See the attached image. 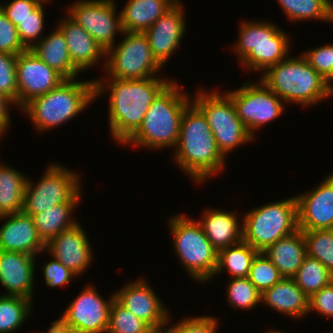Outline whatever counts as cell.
Listing matches in <instances>:
<instances>
[{
  "label": "cell",
  "mask_w": 333,
  "mask_h": 333,
  "mask_svg": "<svg viewBox=\"0 0 333 333\" xmlns=\"http://www.w3.org/2000/svg\"><path fill=\"white\" fill-rule=\"evenodd\" d=\"M172 79L156 76L122 80L96 78V100L108 95V125L111 138L122 145L142 124L144 116L156 96Z\"/></svg>",
  "instance_id": "obj_1"
},
{
  "label": "cell",
  "mask_w": 333,
  "mask_h": 333,
  "mask_svg": "<svg viewBox=\"0 0 333 333\" xmlns=\"http://www.w3.org/2000/svg\"><path fill=\"white\" fill-rule=\"evenodd\" d=\"M173 154L177 168L196 184L208 181L227 167V157L220 152L205 115L193 102L182 114Z\"/></svg>",
  "instance_id": "obj_2"
},
{
  "label": "cell",
  "mask_w": 333,
  "mask_h": 333,
  "mask_svg": "<svg viewBox=\"0 0 333 333\" xmlns=\"http://www.w3.org/2000/svg\"><path fill=\"white\" fill-rule=\"evenodd\" d=\"M174 79L156 96L139 128L122 144L149 150L176 148L180 122L192 96ZM182 88V89H181ZM187 92V93H186Z\"/></svg>",
  "instance_id": "obj_3"
},
{
  "label": "cell",
  "mask_w": 333,
  "mask_h": 333,
  "mask_svg": "<svg viewBox=\"0 0 333 333\" xmlns=\"http://www.w3.org/2000/svg\"><path fill=\"white\" fill-rule=\"evenodd\" d=\"M291 56L269 67L259 79L286 105L312 107L322 100H329L332 86L302 54Z\"/></svg>",
  "instance_id": "obj_4"
},
{
  "label": "cell",
  "mask_w": 333,
  "mask_h": 333,
  "mask_svg": "<svg viewBox=\"0 0 333 333\" xmlns=\"http://www.w3.org/2000/svg\"><path fill=\"white\" fill-rule=\"evenodd\" d=\"M96 100L95 79H66L48 93L28 102L20 111L40 134L76 118Z\"/></svg>",
  "instance_id": "obj_5"
},
{
  "label": "cell",
  "mask_w": 333,
  "mask_h": 333,
  "mask_svg": "<svg viewBox=\"0 0 333 333\" xmlns=\"http://www.w3.org/2000/svg\"><path fill=\"white\" fill-rule=\"evenodd\" d=\"M239 33L232 50L238 63L251 73H264L269 67L291 54L289 34L271 21H240Z\"/></svg>",
  "instance_id": "obj_6"
},
{
  "label": "cell",
  "mask_w": 333,
  "mask_h": 333,
  "mask_svg": "<svg viewBox=\"0 0 333 333\" xmlns=\"http://www.w3.org/2000/svg\"><path fill=\"white\" fill-rule=\"evenodd\" d=\"M168 228L173 237V252L186 273L197 283L205 284L212 280L218 252L207 239L200 223L182 213L168 218Z\"/></svg>",
  "instance_id": "obj_7"
},
{
  "label": "cell",
  "mask_w": 333,
  "mask_h": 333,
  "mask_svg": "<svg viewBox=\"0 0 333 333\" xmlns=\"http://www.w3.org/2000/svg\"><path fill=\"white\" fill-rule=\"evenodd\" d=\"M242 216L243 241L258 252L298 230L295 196L247 210Z\"/></svg>",
  "instance_id": "obj_8"
},
{
  "label": "cell",
  "mask_w": 333,
  "mask_h": 333,
  "mask_svg": "<svg viewBox=\"0 0 333 333\" xmlns=\"http://www.w3.org/2000/svg\"><path fill=\"white\" fill-rule=\"evenodd\" d=\"M218 89L199 90L192 102L203 112L220 152L226 157L237 147L254 142L241 119L238 117L231 97Z\"/></svg>",
  "instance_id": "obj_9"
},
{
  "label": "cell",
  "mask_w": 333,
  "mask_h": 333,
  "mask_svg": "<svg viewBox=\"0 0 333 333\" xmlns=\"http://www.w3.org/2000/svg\"><path fill=\"white\" fill-rule=\"evenodd\" d=\"M63 166L50 162L37 182L27 177L22 212L33 217L57 204L81 203V176Z\"/></svg>",
  "instance_id": "obj_10"
},
{
  "label": "cell",
  "mask_w": 333,
  "mask_h": 333,
  "mask_svg": "<svg viewBox=\"0 0 333 333\" xmlns=\"http://www.w3.org/2000/svg\"><path fill=\"white\" fill-rule=\"evenodd\" d=\"M124 39L106 51L105 76L122 80L159 76L162 66L153 56L144 32H122ZM108 76V77H107Z\"/></svg>",
  "instance_id": "obj_11"
},
{
  "label": "cell",
  "mask_w": 333,
  "mask_h": 333,
  "mask_svg": "<svg viewBox=\"0 0 333 333\" xmlns=\"http://www.w3.org/2000/svg\"><path fill=\"white\" fill-rule=\"evenodd\" d=\"M249 79L238 89L225 91L235 104L238 117L248 133L256 139V130L280 117L286 104L260 79Z\"/></svg>",
  "instance_id": "obj_12"
},
{
  "label": "cell",
  "mask_w": 333,
  "mask_h": 333,
  "mask_svg": "<svg viewBox=\"0 0 333 333\" xmlns=\"http://www.w3.org/2000/svg\"><path fill=\"white\" fill-rule=\"evenodd\" d=\"M67 7L66 13L84 28L105 52L116 44L118 33L121 35L123 32L120 11L118 13L116 10V0H76Z\"/></svg>",
  "instance_id": "obj_13"
},
{
  "label": "cell",
  "mask_w": 333,
  "mask_h": 333,
  "mask_svg": "<svg viewBox=\"0 0 333 333\" xmlns=\"http://www.w3.org/2000/svg\"><path fill=\"white\" fill-rule=\"evenodd\" d=\"M109 296L108 300L104 299L93 283L88 284L59 318L74 333H107L115 293Z\"/></svg>",
  "instance_id": "obj_14"
},
{
  "label": "cell",
  "mask_w": 333,
  "mask_h": 333,
  "mask_svg": "<svg viewBox=\"0 0 333 333\" xmlns=\"http://www.w3.org/2000/svg\"><path fill=\"white\" fill-rule=\"evenodd\" d=\"M149 284L143 277L129 281L114 291L115 299L156 333H163L170 311Z\"/></svg>",
  "instance_id": "obj_15"
},
{
  "label": "cell",
  "mask_w": 333,
  "mask_h": 333,
  "mask_svg": "<svg viewBox=\"0 0 333 333\" xmlns=\"http://www.w3.org/2000/svg\"><path fill=\"white\" fill-rule=\"evenodd\" d=\"M16 73L19 111L34 98L48 93L66 80L30 49L17 55Z\"/></svg>",
  "instance_id": "obj_16"
},
{
  "label": "cell",
  "mask_w": 333,
  "mask_h": 333,
  "mask_svg": "<svg viewBox=\"0 0 333 333\" xmlns=\"http://www.w3.org/2000/svg\"><path fill=\"white\" fill-rule=\"evenodd\" d=\"M183 9L179 0L144 32L153 56L162 66L168 63L185 38L187 25Z\"/></svg>",
  "instance_id": "obj_17"
},
{
  "label": "cell",
  "mask_w": 333,
  "mask_h": 333,
  "mask_svg": "<svg viewBox=\"0 0 333 333\" xmlns=\"http://www.w3.org/2000/svg\"><path fill=\"white\" fill-rule=\"evenodd\" d=\"M298 229H333V172L319 186L295 195Z\"/></svg>",
  "instance_id": "obj_18"
},
{
  "label": "cell",
  "mask_w": 333,
  "mask_h": 333,
  "mask_svg": "<svg viewBox=\"0 0 333 333\" xmlns=\"http://www.w3.org/2000/svg\"><path fill=\"white\" fill-rule=\"evenodd\" d=\"M84 229L79 222L45 244V252L59 260L78 277L87 272L95 257Z\"/></svg>",
  "instance_id": "obj_19"
},
{
  "label": "cell",
  "mask_w": 333,
  "mask_h": 333,
  "mask_svg": "<svg viewBox=\"0 0 333 333\" xmlns=\"http://www.w3.org/2000/svg\"><path fill=\"white\" fill-rule=\"evenodd\" d=\"M37 257L21 252L0 250V284L5 293L34 301Z\"/></svg>",
  "instance_id": "obj_20"
},
{
  "label": "cell",
  "mask_w": 333,
  "mask_h": 333,
  "mask_svg": "<svg viewBox=\"0 0 333 333\" xmlns=\"http://www.w3.org/2000/svg\"><path fill=\"white\" fill-rule=\"evenodd\" d=\"M0 250L21 252L33 256L45 252L31 215L19 212L0 216Z\"/></svg>",
  "instance_id": "obj_21"
},
{
  "label": "cell",
  "mask_w": 333,
  "mask_h": 333,
  "mask_svg": "<svg viewBox=\"0 0 333 333\" xmlns=\"http://www.w3.org/2000/svg\"><path fill=\"white\" fill-rule=\"evenodd\" d=\"M65 18L59 20L57 27L61 30L67 43L70 58L73 64L81 71L86 73L89 69L102 63L104 72L105 55L104 49L95 41V39L82 28L67 13Z\"/></svg>",
  "instance_id": "obj_22"
},
{
  "label": "cell",
  "mask_w": 333,
  "mask_h": 333,
  "mask_svg": "<svg viewBox=\"0 0 333 333\" xmlns=\"http://www.w3.org/2000/svg\"><path fill=\"white\" fill-rule=\"evenodd\" d=\"M240 216L236 211L210 207L204 209L197 221L214 249L219 252L243 241V216Z\"/></svg>",
  "instance_id": "obj_23"
},
{
  "label": "cell",
  "mask_w": 333,
  "mask_h": 333,
  "mask_svg": "<svg viewBox=\"0 0 333 333\" xmlns=\"http://www.w3.org/2000/svg\"><path fill=\"white\" fill-rule=\"evenodd\" d=\"M261 303L293 319L308 315L309 297L298 287L293 278L283 277L273 287L261 293Z\"/></svg>",
  "instance_id": "obj_24"
},
{
  "label": "cell",
  "mask_w": 333,
  "mask_h": 333,
  "mask_svg": "<svg viewBox=\"0 0 333 333\" xmlns=\"http://www.w3.org/2000/svg\"><path fill=\"white\" fill-rule=\"evenodd\" d=\"M264 254L278 268L282 277L292 278L307 256L303 231L298 229L294 233L280 238L268 247Z\"/></svg>",
  "instance_id": "obj_25"
},
{
  "label": "cell",
  "mask_w": 333,
  "mask_h": 333,
  "mask_svg": "<svg viewBox=\"0 0 333 333\" xmlns=\"http://www.w3.org/2000/svg\"><path fill=\"white\" fill-rule=\"evenodd\" d=\"M120 10L124 32H145L179 0H127Z\"/></svg>",
  "instance_id": "obj_26"
},
{
  "label": "cell",
  "mask_w": 333,
  "mask_h": 333,
  "mask_svg": "<svg viewBox=\"0 0 333 333\" xmlns=\"http://www.w3.org/2000/svg\"><path fill=\"white\" fill-rule=\"evenodd\" d=\"M40 60L58 71L66 79L78 78L81 71L73 64L65 37L61 30L56 28L30 49Z\"/></svg>",
  "instance_id": "obj_27"
},
{
  "label": "cell",
  "mask_w": 333,
  "mask_h": 333,
  "mask_svg": "<svg viewBox=\"0 0 333 333\" xmlns=\"http://www.w3.org/2000/svg\"><path fill=\"white\" fill-rule=\"evenodd\" d=\"M79 204H57L32 217L37 233L45 244L61 232L79 223V220L73 216Z\"/></svg>",
  "instance_id": "obj_28"
},
{
  "label": "cell",
  "mask_w": 333,
  "mask_h": 333,
  "mask_svg": "<svg viewBox=\"0 0 333 333\" xmlns=\"http://www.w3.org/2000/svg\"><path fill=\"white\" fill-rule=\"evenodd\" d=\"M26 182L23 172L0 160V216L22 211Z\"/></svg>",
  "instance_id": "obj_29"
},
{
  "label": "cell",
  "mask_w": 333,
  "mask_h": 333,
  "mask_svg": "<svg viewBox=\"0 0 333 333\" xmlns=\"http://www.w3.org/2000/svg\"><path fill=\"white\" fill-rule=\"evenodd\" d=\"M257 253L258 251L244 241L220 250L217 257V268L212 279L218 277L224 270L229 273V278L248 277Z\"/></svg>",
  "instance_id": "obj_30"
},
{
  "label": "cell",
  "mask_w": 333,
  "mask_h": 333,
  "mask_svg": "<svg viewBox=\"0 0 333 333\" xmlns=\"http://www.w3.org/2000/svg\"><path fill=\"white\" fill-rule=\"evenodd\" d=\"M289 23L320 20L333 23L332 0H277Z\"/></svg>",
  "instance_id": "obj_31"
},
{
  "label": "cell",
  "mask_w": 333,
  "mask_h": 333,
  "mask_svg": "<svg viewBox=\"0 0 333 333\" xmlns=\"http://www.w3.org/2000/svg\"><path fill=\"white\" fill-rule=\"evenodd\" d=\"M33 301L18 296L0 295V333H15L33 313Z\"/></svg>",
  "instance_id": "obj_32"
},
{
  "label": "cell",
  "mask_w": 333,
  "mask_h": 333,
  "mask_svg": "<svg viewBox=\"0 0 333 333\" xmlns=\"http://www.w3.org/2000/svg\"><path fill=\"white\" fill-rule=\"evenodd\" d=\"M292 278L309 298L333 282V274L320 261L308 255Z\"/></svg>",
  "instance_id": "obj_33"
},
{
  "label": "cell",
  "mask_w": 333,
  "mask_h": 333,
  "mask_svg": "<svg viewBox=\"0 0 333 333\" xmlns=\"http://www.w3.org/2000/svg\"><path fill=\"white\" fill-rule=\"evenodd\" d=\"M226 300L231 308L251 311L261 305V293L248 277L230 278L226 283Z\"/></svg>",
  "instance_id": "obj_34"
},
{
  "label": "cell",
  "mask_w": 333,
  "mask_h": 333,
  "mask_svg": "<svg viewBox=\"0 0 333 333\" xmlns=\"http://www.w3.org/2000/svg\"><path fill=\"white\" fill-rule=\"evenodd\" d=\"M301 231L307 255L320 261L333 274V229Z\"/></svg>",
  "instance_id": "obj_35"
},
{
  "label": "cell",
  "mask_w": 333,
  "mask_h": 333,
  "mask_svg": "<svg viewBox=\"0 0 333 333\" xmlns=\"http://www.w3.org/2000/svg\"><path fill=\"white\" fill-rule=\"evenodd\" d=\"M107 333H156L146 322L136 317L116 299L110 308Z\"/></svg>",
  "instance_id": "obj_36"
},
{
  "label": "cell",
  "mask_w": 333,
  "mask_h": 333,
  "mask_svg": "<svg viewBox=\"0 0 333 333\" xmlns=\"http://www.w3.org/2000/svg\"><path fill=\"white\" fill-rule=\"evenodd\" d=\"M51 1L44 0L34 11L30 13V16L20 21L17 27L19 39L23 46L29 50L35 44H37L42 38L45 29V4ZM43 32V33H42Z\"/></svg>",
  "instance_id": "obj_37"
},
{
  "label": "cell",
  "mask_w": 333,
  "mask_h": 333,
  "mask_svg": "<svg viewBox=\"0 0 333 333\" xmlns=\"http://www.w3.org/2000/svg\"><path fill=\"white\" fill-rule=\"evenodd\" d=\"M248 278L262 293L266 289L273 287L283 277L264 252H258L253 259Z\"/></svg>",
  "instance_id": "obj_38"
},
{
  "label": "cell",
  "mask_w": 333,
  "mask_h": 333,
  "mask_svg": "<svg viewBox=\"0 0 333 333\" xmlns=\"http://www.w3.org/2000/svg\"><path fill=\"white\" fill-rule=\"evenodd\" d=\"M216 317L210 315L187 316L171 325L169 322H172L173 318L170 314L163 333H217L219 319L217 320Z\"/></svg>",
  "instance_id": "obj_39"
},
{
  "label": "cell",
  "mask_w": 333,
  "mask_h": 333,
  "mask_svg": "<svg viewBox=\"0 0 333 333\" xmlns=\"http://www.w3.org/2000/svg\"><path fill=\"white\" fill-rule=\"evenodd\" d=\"M302 56L332 86L333 96V44H323L307 49Z\"/></svg>",
  "instance_id": "obj_40"
},
{
  "label": "cell",
  "mask_w": 333,
  "mask_h": 333,
  "mask_svg": "<svg viewBox=\"0 0 333 333\" xmlns=\"http://www.w3.org/2000/svg\"><path fill=\"white\" fill-rule=\"evenodd\" d=\"M16 60L15 54L0 53V92L10 98L18 108Z\"/></svg>",
  "instance_id": "obj_41"
},
{
  "label": "cell",
  "mask_w": 333,
  "mask_h": 333,
  "mask_svg": "<svg viewBox=\"0 0 333 333\" xmlns=\"http://www.w3.org/2000/svg\"><path fill=\"white\" fill-rule=\"evenodd\" d=\"M26 50L19 39L17 27L0 7V53L18 55Z\"/></svg>",
  "instance_id": "obj_42"
},
{
  "label": "cell",
  "mask_w": 333,
  "mask_h": 333,
  "mask_svg": "<svg viewBox=\"0 0 333 333\" xmlns=\"http://www.w3.org/2000/svg\"><path fill=\"white\" fill-rule=\"evenodd\" d=\"M50 258H52V260L41 265L45 286L54 289L70 284V281H73V279L76 280L78 276L75 275L74 272L65 267L59 260L51 256Z\"/></svg>",
  "instance_id": "obj_43"
},
{
  "label": "cell",
  "mask_w": 333,
  "mask_h": 333,
  "mask_svg": "<svg viewBox=\"0 0 333 333\" xmlns=\"http://www.w3.org/2000/svg\"><path fill=\"white\" fill-rule=\"evenodd\" d=\"M44 0H12L10 2L1 3L0 7L5 12L7 18L17 26L20 21L30 16Z\"/></svg>",
  "instance_id": "obj_44"
},
{
  "label": "cell",
  "mask_w": 333,
  "mask_h": 333,
  "mask_svg": "<svg viewBox=\"0 0 333 333\" xmlns=\"http://www.w3.org/2000/svg\"><path fill=\"white\" fill-rule=\"evenodd\" d=\"M316 312L323 318H333V282L309 298L308 314Z\"/></svg>",
  "instance_id": "obj_45"
},
{
  "label": "cell",
  "mask_w": 333,
  "mask_h": 333,
  "mask_svg": "<svg viewBox=\"0 0 333 333\" xmlns=\"http://www.w3.org/2000/svg\"><path fill=\"white\" fill-rule=\"evenodd\" d=\"M10 106V107H9ZM11 106L15 108V103L0 92V136L7 134L10 130L11 124Z\"/></svg>",
  "instance_id": "obj_46"
},
{
  "label": "cell",
  "mask_w": 333,
  "mask_h": 333,
  "mask_svg": "<svg viewBox=\"0 0 333 333\" xmlns=\"http://www.w3.org/2000/svg\"><path fill=\"white\" fill-rule=\"evenodd\" d=\"M47 331L42 333H74L60 318L54 320ZM41 333V332H37Z\"/></svg>",
  "instance_id": "obj_47"
},
{
  "label": "cell",
  "mask_w": 333,
  "mask_h": 333,
  "mask_svg": "<svg viewBox=\"0 0 333 333\" xmlns=\"http://www.w3.org/2000/svg\"><path fill=\"white\" fill-rule=\"evenodd\" d=\"M265 333H286V331L285 332H282L281 330L279 331V330H274V329H271V330H268V332L266 331Z\"/></svg>",
  "instance_id": "obj_48"
}]
</instances>
